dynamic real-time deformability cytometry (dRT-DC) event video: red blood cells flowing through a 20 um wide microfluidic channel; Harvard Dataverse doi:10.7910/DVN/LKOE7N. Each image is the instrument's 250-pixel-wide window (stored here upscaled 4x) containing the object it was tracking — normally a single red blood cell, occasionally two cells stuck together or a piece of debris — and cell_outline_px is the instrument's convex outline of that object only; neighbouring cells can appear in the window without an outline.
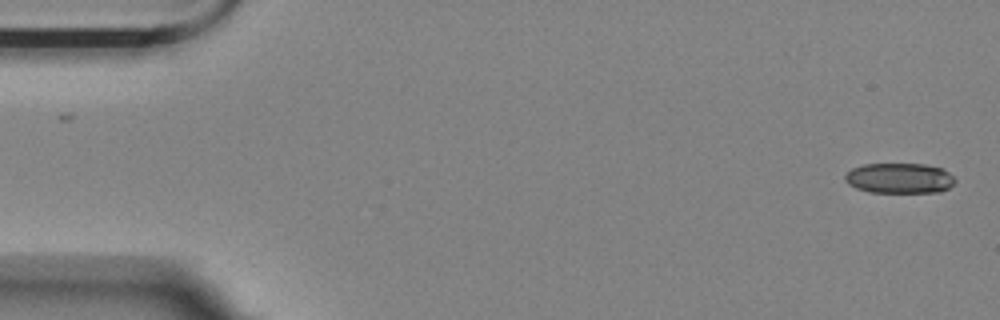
{"species": "Egyptian fruit bat (a non-hibernating species)", "species_latin": "Rousettus aegyptiacus", "temperature_condition": "room temperature", "stored_images_in_passage": 2, "camera_frame_rate_fps": 3000, "um_per_image_px": 0.085, "animal": {"sex": "female"}, "frame": {"image": 1, "passage_image": 2, "time_ms": 0.333, "image_size_px": [1000, 320], "cell_outline_px": [[956, 180], [948, 188], [940, 192], [868, 192], [856, 188], [848, 184], [844, 180], [844, 176], [852, 168], [864, 164], [924, 164], [944, 168]], "centroid_in_image_um": [76.44, 15.14], "position_along_channel_um": 8.6, "area_um2": 19.48}}